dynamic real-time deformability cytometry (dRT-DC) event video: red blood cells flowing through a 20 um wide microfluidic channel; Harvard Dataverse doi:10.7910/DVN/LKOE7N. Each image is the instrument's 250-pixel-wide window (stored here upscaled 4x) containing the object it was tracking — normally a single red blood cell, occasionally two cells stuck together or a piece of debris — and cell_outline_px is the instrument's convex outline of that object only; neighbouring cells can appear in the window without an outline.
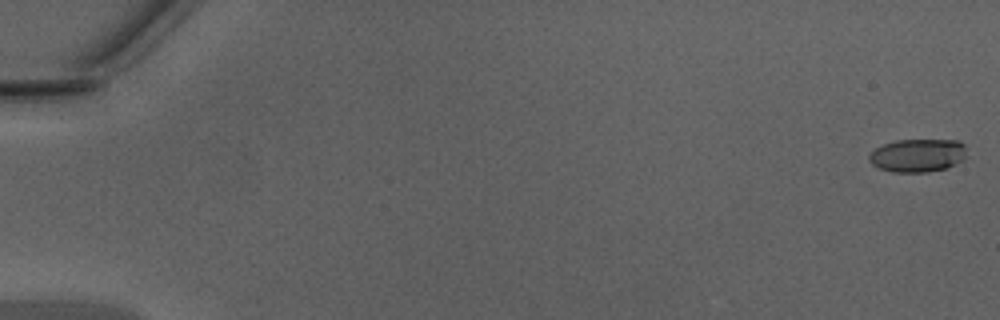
{"species": "Egyptian fruit bat (a non-hibernating species)", "species_latin": "Rousettus aegyptiacus", "temperature_condition": "warm", "stored_images_in_passage": 14, "camera_frame_rate_fps": 3000, "um_per_image_px": 0.085, "animal": {"sex": "male"}, "frame": {"image": 1, "passage_image": 1, "time_ms": 0.0, "image_size_px": [1000, 320], "cell_outline_px": [[964, 160], [948, 168], [928, 172], [892, 172], [880, 168], [872, 164], [868, 160], [868, 156], [876, 148], [884, 144], [896, 140], [960, 140], [964, 144]], "centroid_in_image_um": [78.01, 13.21], "position_along_channel_um": 7.0, "area_um2": 18.9}}